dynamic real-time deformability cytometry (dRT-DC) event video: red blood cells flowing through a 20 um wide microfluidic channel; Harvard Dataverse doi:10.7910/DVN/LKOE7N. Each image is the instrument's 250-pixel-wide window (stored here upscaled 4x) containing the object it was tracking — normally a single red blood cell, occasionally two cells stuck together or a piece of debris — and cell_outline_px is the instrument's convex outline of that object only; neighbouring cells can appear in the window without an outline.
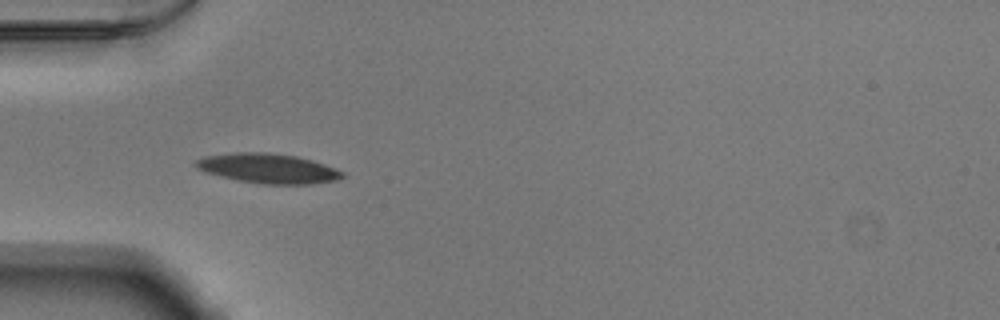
{"species": "Egyptian fruit bat (a non-hibernating species)", "species_latin": "Rousettus aegyptiacus", "temperature_condition": "warm", "stored_images_in_passage": 37, "camera_frame_rate_fps": 3000, "um_per_image_px": 0.085, "animal": {"sex": "male"}, "frame": {"image": 1, "passage_image": 1, "time_ms": 0.0, "image_size_px": [1000, 320], "cell_outline_px": [[344, 176], [336, 180], [312, 184], [264, 184], [240, 180], [204, 172], [196, 168], [192, 164], [196, 160], [204, 156], [236, 152], [268, 152], [296, 156], [312, 160], [324, 164], [344, 172]], "centroid_in_image_um": [22.76, 14.3], "position_along_channel_um": 62.2, "area_um2": 25.32}}
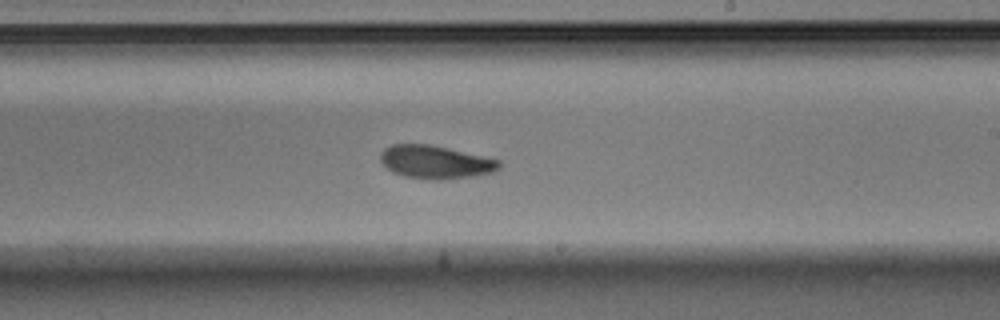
{"frame": {"image": 2, "passage_image": 16, "time_ms": 5.0, "image_size_px": [1000, 320], "cell_outline_px": [[500, 168], [492, 172], [472, 176], [444, 180], [428, 180], [404, 176], [392, 172], [380, 160], [380, 152], [384, 148], [392, 144], [428, 144], [500, 160]], "centroid_in_image_um": [36.98, 13.78], "position_along_channel_um": 252.0, "area_um2": 22.83}}
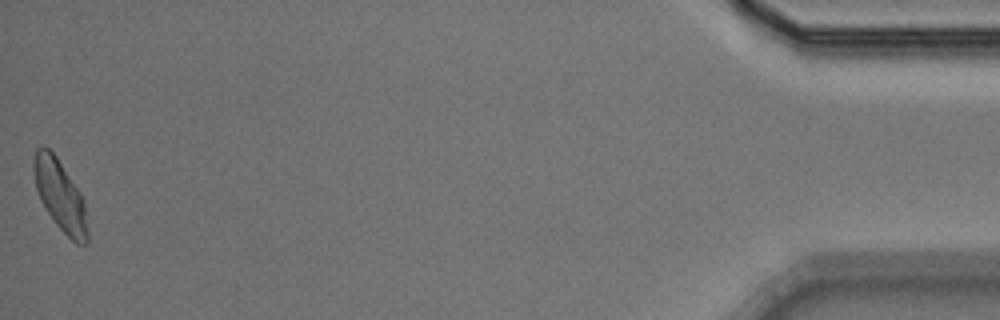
{"frame": {"image": 3, "passage_image": 37, "time_ms": 12.0, "image_size_px": [1000, 320], "cell_outline_px": [[88, 244], [76, 244], [52, 220], [40, 200], [36, 188], [32, 168], [32, 164], [36, 148], [48, 148], [56, 156], [80, 192], [84, 200], [88, 232]], "centroid_in_image_um": [5.11, 16.64], "position_along_channel_um": 430.1, "area_um2": 22.14}, "authors_computed_cell_mechanics": {"area_um2": 22.831, "velocity_mm_per_s": 3.8363, "shape_relaxation_time_tau1_ms": 4.2753, "shape_relaxation_time_tau2_ms": 6.8869, "deformation_change_tau1": 0.1454, "deformation_change_tau2": 0.1438}}